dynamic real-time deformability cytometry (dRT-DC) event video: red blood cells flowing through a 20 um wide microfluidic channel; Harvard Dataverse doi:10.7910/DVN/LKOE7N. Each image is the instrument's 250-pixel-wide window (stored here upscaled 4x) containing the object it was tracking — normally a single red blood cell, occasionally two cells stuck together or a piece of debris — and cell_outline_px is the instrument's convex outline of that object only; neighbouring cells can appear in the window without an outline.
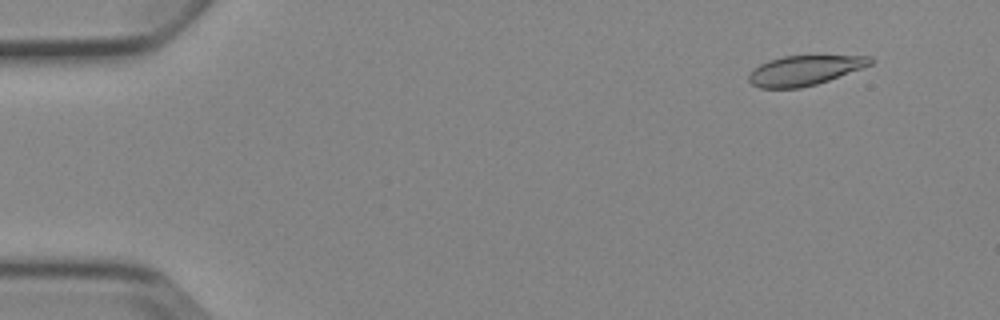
{"species": "Egyptian fruit bat (a non-hibernating species)", "species_latin": "Rousettus aegyptiacus", "temperature_condition": "cold", "stored_images_in_passage": 5, "camera_frame_rate_fps": 3000, "um_per_image_px": 0.085, "animal": {"sex": "female"}, "frame": {"image": 1, "passage_image": 2, "time_ms": 1.333, "image_size_px": [1000, 320], "cell_outline_px": [[876, 60], [872, 64], [828, 80], [816, 84], [800, 88], [760, 88], [752, 84], [748, 80], [748, 76], [760, 64], [784, 56], [872, 56]], "centroid_in_image_um": [68.41, 5.98], "position_along_channel_um": 16.6, "area_um2": 20.75}}
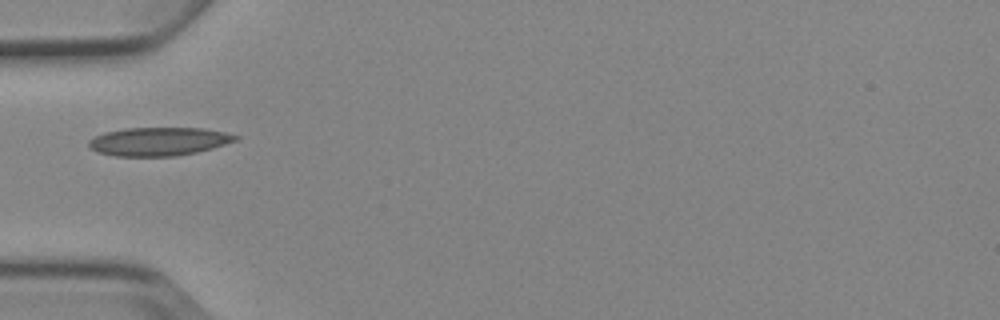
{"frame": {"image": 2, "passage_image": 5, "time_ms": 5.667, "image_size_px": [1000, 320], "cell_outline_px": [[240, 136], [236, 140], [212, 148], [196, 152], [176, 156], [116, 156], [96, 152], [88, 148], [88, 140], [104, 132], [124, 128], [204, 128], [224, 132]], "centroid_in_image_um": [13.44, 12.02], "position_along_channel_um": 71.6, "area_um2": 24.33}}